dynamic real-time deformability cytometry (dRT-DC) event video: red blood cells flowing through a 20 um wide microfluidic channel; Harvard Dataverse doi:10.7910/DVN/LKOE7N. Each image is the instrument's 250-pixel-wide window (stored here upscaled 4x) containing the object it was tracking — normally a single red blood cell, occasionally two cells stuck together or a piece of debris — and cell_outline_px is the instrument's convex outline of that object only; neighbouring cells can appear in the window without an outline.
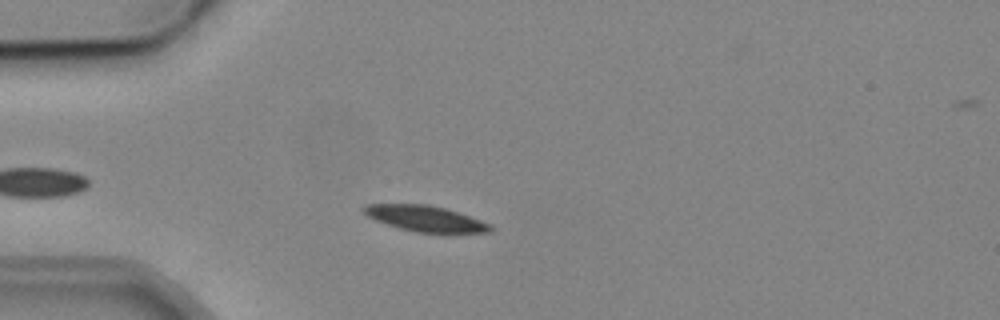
{"species": "common noctule bat (a hibernating species)", "species_latin": "Nyctalus noctula", "temperature_condition": "cold", "stored_images_in_passage": 3, "camera_frame_rate_fps": 3000, "um_per_image_px": 0.085, "animal": {"sex": "male", "body_mass_g": 19.2, "forearm_length_mm": 51.8}, "frame": {"image": 1, "passage_image": 3, "time_ms": 2.333, "image_size_px": [1000, 320], "cell_outline_px": [[492, 228], [488, 232], [416, 232], [400, 228], [376, 220], [368, 216], [360, 208], [364, 204], [428, 204], [444, 208], [492, 224]], "centroid_in_image_um": [36.1, 18.56], "position_along_channel_um": 48.9, "area_um2": 18.61}}